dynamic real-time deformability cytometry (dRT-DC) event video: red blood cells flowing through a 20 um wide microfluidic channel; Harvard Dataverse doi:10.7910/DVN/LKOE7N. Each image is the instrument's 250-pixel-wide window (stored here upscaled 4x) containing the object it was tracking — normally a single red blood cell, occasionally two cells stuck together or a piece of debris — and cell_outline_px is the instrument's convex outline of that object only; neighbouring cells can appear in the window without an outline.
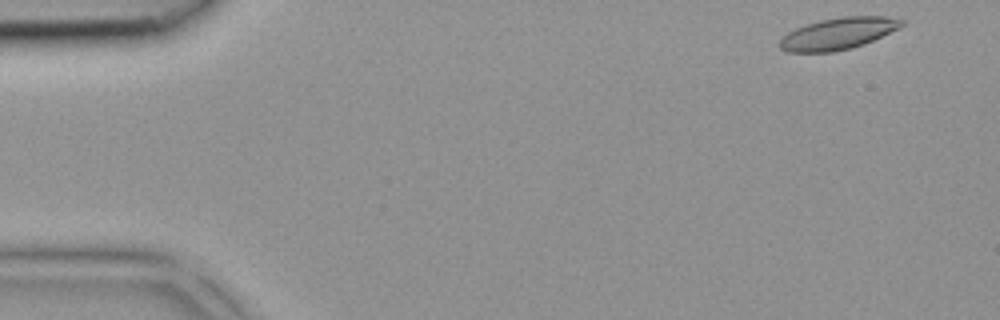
{"species": "common noctule bat (a hibernating species)", "species_latin": "Nyctalus noctula", "temperature_condition": "room temperature", "stored_images_in_passage": 40, "camera_frame_rate_fps": 3000, "um_per_image_px": 0.085, "animal": {"sex": "female", "body_mass_g": 18.4}, "frame": {"image": 1, "passage_image": 1, "time_ms": 0.0, "image_size_px": [1000, 320], "cell_outline_px": [[904, 24], [900, 28], [864, 44], [852, 48], [832, 52], [788, 52], [780, 48], [780, 40], [788, 32], [804, 24], [820, 20], [840, 16], [888, 16], [904, 20]], "centroid_in_image_um": [71.26, 2.84], "position_along_channel_um": 13.7, "area_um2": 22.66}}
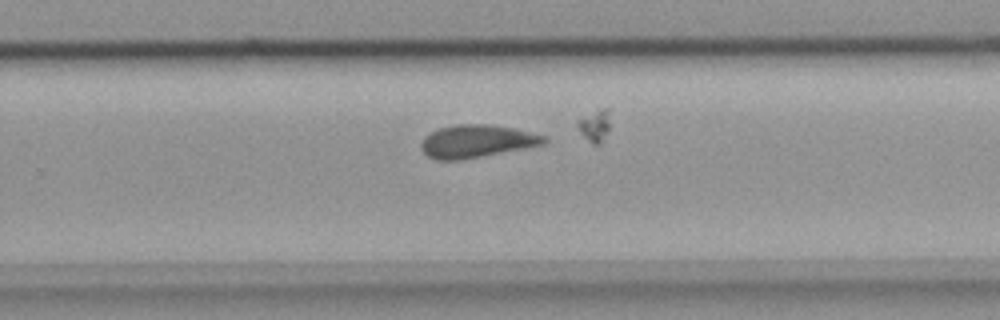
{"frame": {"image": 2, "passage_image": 25, "time_ms": 8.0, "image_size_px": [1000, 320], "cell_outline_px": [[548, 140], [544, 144], [524, 148], [460, 160], [436, 160], [428, 156], [420, 148], [420, 144], [424, 136], [440, 128], [456, 124], [488, 124], [512, 128], [548, 136]], "centroid_in_image_um": [40.51, 12.0], "position_along_channel_um": 289.3, "area_um2": 23.35}}